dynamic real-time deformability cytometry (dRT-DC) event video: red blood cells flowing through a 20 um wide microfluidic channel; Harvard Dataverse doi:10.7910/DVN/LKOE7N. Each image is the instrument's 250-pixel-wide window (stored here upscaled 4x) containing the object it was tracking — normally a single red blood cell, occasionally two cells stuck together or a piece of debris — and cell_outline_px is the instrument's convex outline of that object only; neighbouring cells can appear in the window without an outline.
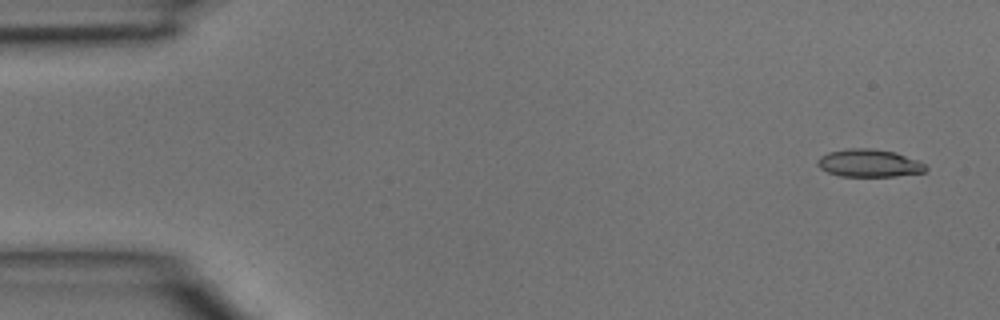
{"species": "common noctule bat (a hibernating species)", "species_latin": "Nyctalus noctula", "temperature_condition": "room temperature", "stored_images_in_passage": 4, "segment_of_instrument_passage": [2, 2], "camera_frame_rate_fps": 3000, "um_per_image_px": 0.085, "animal": {"sex": "male", "body_mass_g": 15.6}, "frame": {"image": 1, "passage_image": 4, "time_ms": 1.0, "image_size_px": [1000, 320], "cell_outline_px": [[928, 168], [924, 172], [896, 176], [840, 176], [828, 172], [820, 168], [816, 164], [816, 160], [820, 156], [828, 152], [848, 148], [868, 148], [896, 152], [916, 160], [924, 164]], "centroid_in_image_um": [73.84, 13.86], "position_along_channel_um": 11.2, "area_um2": 17.46}}